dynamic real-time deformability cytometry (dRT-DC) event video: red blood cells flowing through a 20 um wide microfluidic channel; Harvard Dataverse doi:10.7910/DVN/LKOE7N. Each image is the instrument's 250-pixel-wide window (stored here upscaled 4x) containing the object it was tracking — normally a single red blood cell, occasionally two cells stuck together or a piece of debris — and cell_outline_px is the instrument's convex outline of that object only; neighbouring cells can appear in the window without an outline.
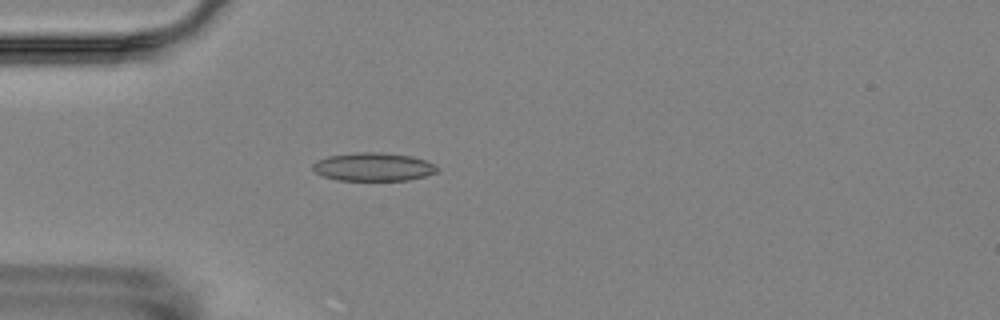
{"species": "Egyptian fruit bat (a non-hibernating species)", "species_latin": "Rousettus aegyptiacus", "temperature_condition": "room temperature", "stored_images_in_passage": 4, "camera_frame_rate_fps": 3000, "um_per_image_px": 0.085, "animal": {"sex": "female"}, "frame": {"image": 1, "passage_image": 4, "time_ms": 3.333, "image_size_px": [1000, 320], "cell_outline_px": [[440, 172], [408, 180], [336, 180], [324, 176], [316, 172], [312, 168], [312, 164], [316, 160], [328, 156], [360, 152], [380, 152], [412, 156], [436, 164], [440, 168]], "centroid_in_image_um": [31.77, 14.18], "position_along_channel_um": 53.2, "area_um2": 20.63}}